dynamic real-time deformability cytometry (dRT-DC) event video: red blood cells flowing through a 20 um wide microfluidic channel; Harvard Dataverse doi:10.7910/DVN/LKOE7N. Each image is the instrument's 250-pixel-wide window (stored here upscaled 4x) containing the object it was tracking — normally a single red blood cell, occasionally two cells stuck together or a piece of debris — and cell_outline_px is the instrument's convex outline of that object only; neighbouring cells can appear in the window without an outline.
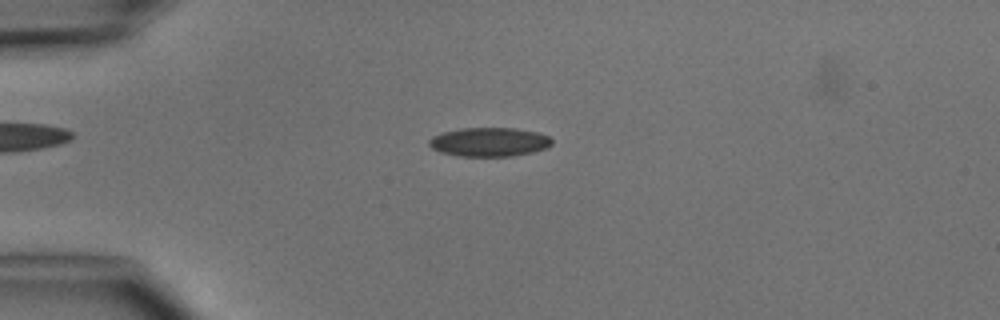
{"species": "common noctule bat (a hibernating species)", "species_latin": "Nyctalus noctula", "temperature_condition": "cold", "stored_images_in_passage": 6, "camera_frame_rate_fps": 3000, "um_per_image_px": 0.085, "animal": {"sex": "male", "body_mass_g": 15.6}, "frame": {"image": 1, "passage_image": 3, "time_ms": 2.333, "image_size_px": [1000, 320], "cell_outline_px": [[552, 144], [548, 148], [532, 152], [512, 156], [456, 156], [440, 152], [432, 148], [428, 144], [428, 140], [432, 136], [444, 132], [460, 128], [516, 128], [540, 132], [548, 136], [552, 140]], "centroid_in_image_um": [41.6, 12.07], "position_along_channel_um": 43.4, "area_um2": 20.92}}
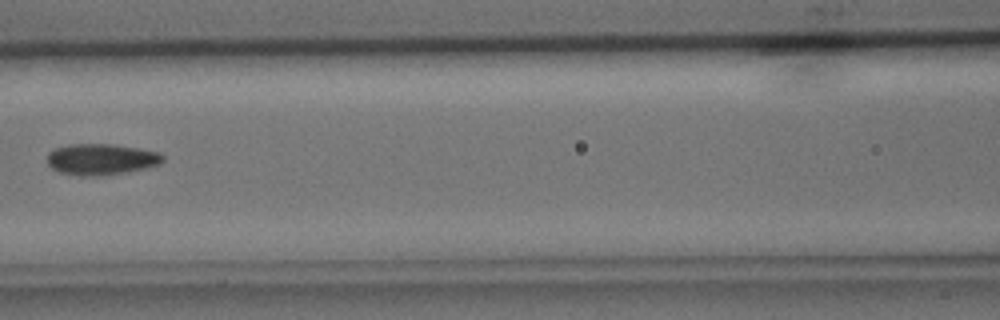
{"frame": {"image": 2, "passage_image": 6, "time_ms": 5.667, "image_size_px": [1000, 320], "cell_outline_px": [[164, 160], [160, 164], [128, 172], [100, 176], [80, 176], [60, 172], [52, 168], [48, 164], [48, 152], [56, 148], [68, 144], [112, 144], [160, 152], [164, 156]], "centroid_in_image_um": [8.61, 13.54], "position_along_channel_um": 158.0, "area_um2": 21.04}}